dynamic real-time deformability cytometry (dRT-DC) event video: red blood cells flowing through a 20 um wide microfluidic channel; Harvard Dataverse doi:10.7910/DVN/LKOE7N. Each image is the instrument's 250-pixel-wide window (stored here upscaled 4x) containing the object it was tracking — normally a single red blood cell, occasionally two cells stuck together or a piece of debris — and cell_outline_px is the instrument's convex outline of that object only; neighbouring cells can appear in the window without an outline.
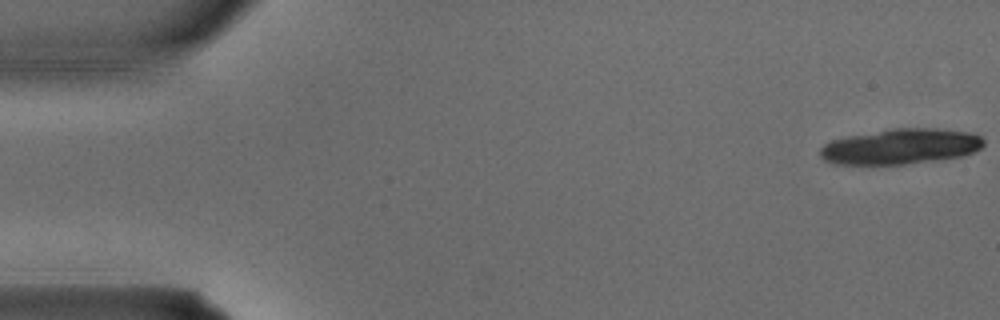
{"species": "common noctule bat (a hibernating species)", "species_latin": "Nyctalus noctula", "temperature_condition": "warm", "stored_images_in_passage": 2, "camera_frame_rate_fps": 3000, "um_per_image_px": 0.085, "animal": {"sex": "male", "body_mass_g": 15.6}, "frame": {"image": 1, "passage_image": 1, "time_ms": 0.0, "image_size_px": [1000, 320], "cell_outline_px": [[984, 144], [980, 148], [964, 156], [940, 160], [904, 164], [836, 164], [824, 160], [820, 156], [820, 148], [824, 144], [832, 140], [848, 136], [892, 128], [936, 128], [972, 132], [980, 136], [984, 140]], "centroid_in_image_um": [76.58, 12.45], "position_along_channel_um": 8.4, "area_um2": 33.93}}